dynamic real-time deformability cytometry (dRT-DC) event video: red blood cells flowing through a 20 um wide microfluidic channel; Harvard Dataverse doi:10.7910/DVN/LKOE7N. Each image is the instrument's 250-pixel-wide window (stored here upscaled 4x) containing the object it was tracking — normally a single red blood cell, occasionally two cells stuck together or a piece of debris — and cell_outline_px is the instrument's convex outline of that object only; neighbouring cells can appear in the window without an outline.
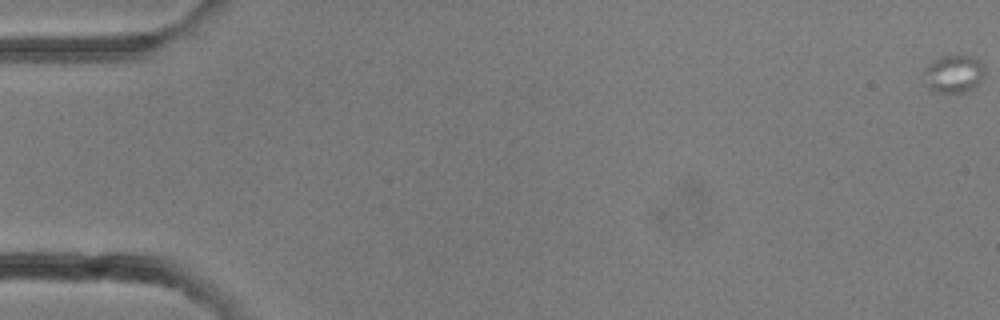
{"species": "common noctule bat (a hibernating species)", "species_latin": "Nyctalus noctula", "temperature_condition": "room temperature", "stored_images_in_passage": 32, "camera_frame_rate_fps": 3000, "um_per_image_px": 0.085, "animal": {"sex": "female"}, "frame": {"image": 1, "passage_image": 1, "time_ms": 0.0, "image_size_px": [1000, 320], "cell_outline_px": [[984, 76], [972, 88], [964, 92], [940, 92], [928, 88], [924, 72], [924, 68], [932, 60], [944, 56], [972, 56], [980, 60], [984, 68]], "centroid_in_image_um": [81.07, 6.26], "position_along_channel_um": 3.9, "area_um2": 13.12}}
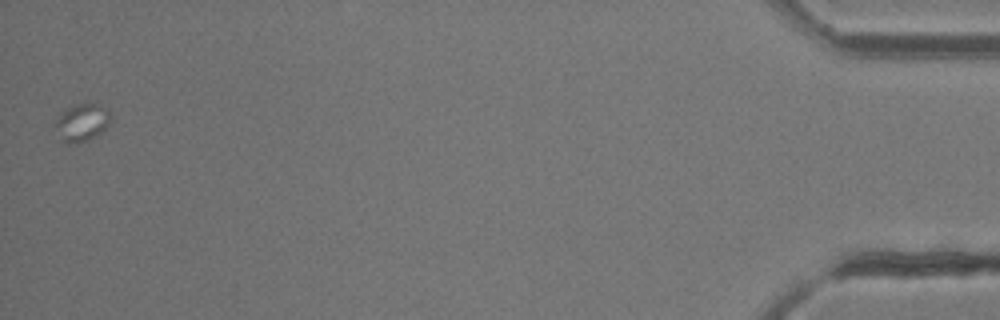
{"frame": {"image": 2, "passage_image": 32, "time_ms": 10.333, "image_size_px": [1000, 320], "cell_outline_px": [[108, 124], [96, 136], [88, 140], [76, 144], [64, 144], [52, 124], [68, 108], [76, 104], [92, 100], [104, 108], [108, 112]], "centroid_in_image_um": [6.91, 10.42], "position_along_channel_um": 428.3, "area_um2": 12.14}}